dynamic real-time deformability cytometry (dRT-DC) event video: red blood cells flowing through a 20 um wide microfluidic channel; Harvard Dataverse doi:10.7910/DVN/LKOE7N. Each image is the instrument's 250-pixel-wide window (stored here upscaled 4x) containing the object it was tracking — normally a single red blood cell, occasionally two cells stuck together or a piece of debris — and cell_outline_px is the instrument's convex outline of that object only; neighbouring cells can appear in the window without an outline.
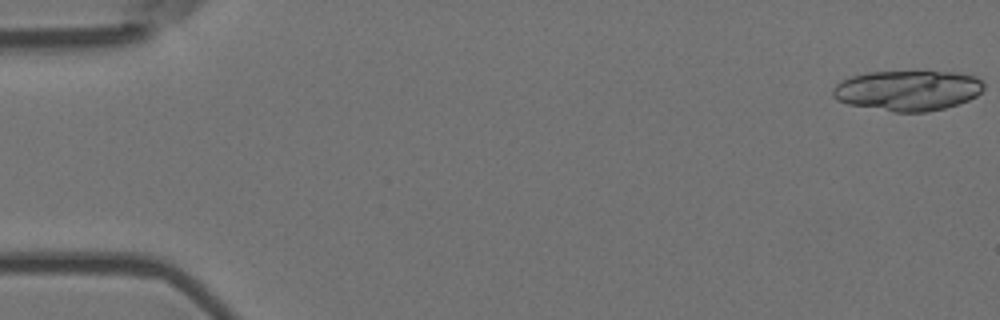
{"species": "Egyptian fruit bat (a non-hibernating species)", "species_latin": "Rousettus aegyptiacus", "temperature_condition": "room temperature", "stored_images_in_passage": 21, "camera_frame_rate_fps": 3000, "um_per_image_px": 0.085, "animal": {"sex": "female"}, "frame": {"image": 1, "passage_image": 1, "time_ms": 0.0, "image_size_px": [1000, 320], "cell_outline_px": [[984, 88], [976, 96], [968, 100], [944, 108], [928, 112], [896, 112], [848, 104], [836, 100], [832, 96], [832, 88], [836, 84], [852, 76], [868, 72], [956, 72], [976, 76], [984, 84]], "centroid_in_image_um": [77.15, 7.69], "position_along_channel_um": 7.9, "area_um2": 35.37}}